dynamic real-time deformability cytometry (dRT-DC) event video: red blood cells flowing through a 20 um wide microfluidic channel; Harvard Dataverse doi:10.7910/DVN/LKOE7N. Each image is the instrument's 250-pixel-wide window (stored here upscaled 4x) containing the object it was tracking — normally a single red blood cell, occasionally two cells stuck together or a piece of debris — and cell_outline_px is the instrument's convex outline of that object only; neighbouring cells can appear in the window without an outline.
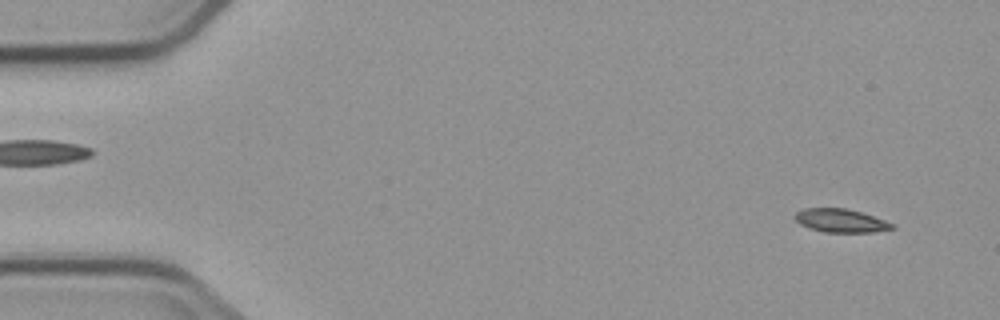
{"species": "common noctule bat (a hibernating species)", "species_latin": "Nyctalus noctula", "temperature_condition": "cold", "stored_images_in_passage": 4, "segment_of_instrument_passage": [1, 2], "camera_frame_rate_fps": 3000, "um_per_image_px": 0.085, "animal": {"sex": "male", "body_mass_g": 23.1, "forearm_length_mm": 52.7}, "frame": {"image": 1, "passage_image": 1, "time_ms": 0.0, "image_size_px": [1000, 320], "cell_outline_px": [[896, 228], [872, 232], [824, 232], [800, 224], [792, 216], [796, 212], [804, 208], [844, 208], [860, 212], [896, 224]], "centroid_in_image_um": [71.46, 18.75], "position_along_channel_um": 13.5, "area_um2": 13.18}}
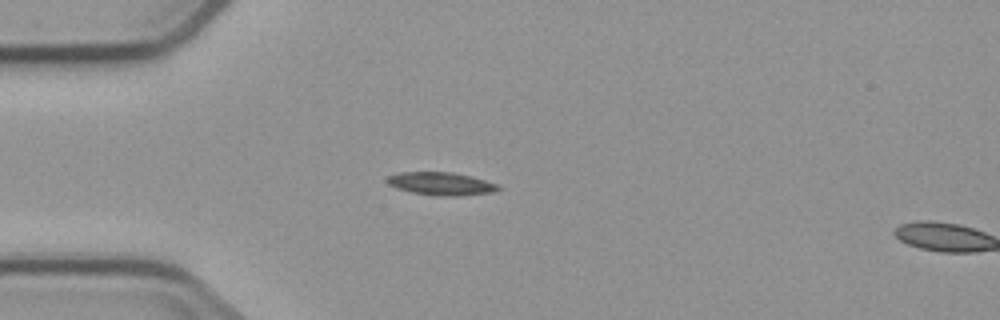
{"frame": {"image": 2, "passage_image": 3, "time_ms": 3.667, "image_size_px": [1000, 320], "cell_outline_px": [[504, 188], [492, 192], [456, 196], [440, 196], [412, 192], [396, 188], [388, 184], [384, 180], [388, 176], [400, 172], [452, 172], [472, 176], [496, 184]], "centroid_in_image_um": [37.47, 15.61], "position_along_channel_um": 47.5, "area_um2": 14.85}}